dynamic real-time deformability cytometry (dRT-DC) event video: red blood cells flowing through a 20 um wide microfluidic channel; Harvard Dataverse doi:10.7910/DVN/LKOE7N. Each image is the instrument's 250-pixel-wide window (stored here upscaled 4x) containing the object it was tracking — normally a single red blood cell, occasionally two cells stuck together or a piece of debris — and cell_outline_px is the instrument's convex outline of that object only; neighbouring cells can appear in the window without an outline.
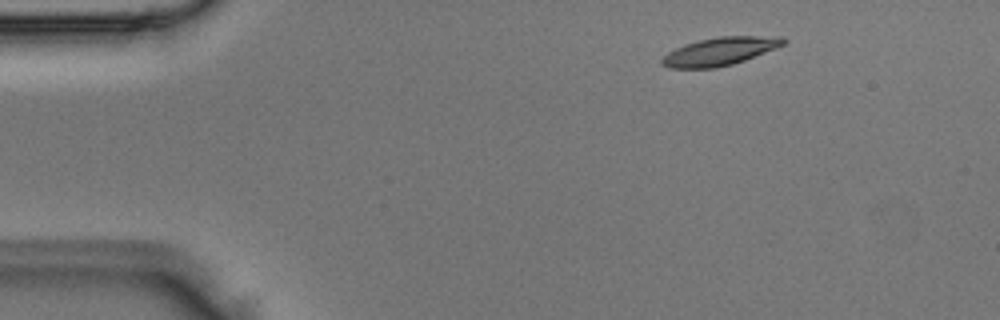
{"species": "Egyptian fruit bat (a non-hibernating species)", "species_latin": "Rousettus aegyptiacus", "temperature_condition": "room temperature", "stored_images_in_passage": 3, "camera_frame_rate_fps": 3000, "um_per_image_px": 0.085, "animal": {"sex": "male"}, "frame": {"image": 1, "passage_image": 1, "time_ms": 0.0, "image_size_px": [1000, 320], "cell_outline_px": [[788, 40], [784, 44], [776, 48], [744, 60], [732, 64], [716, 68], [668, 68], [660, 64], [660, 60], [668, 52], [684, 44], [700, 40], [720, 36], [784, 36]], "centroid_in_image_um": [61.19, 4.36], "position_along_channel_um": 23.8, "area_um2": 19.88}}